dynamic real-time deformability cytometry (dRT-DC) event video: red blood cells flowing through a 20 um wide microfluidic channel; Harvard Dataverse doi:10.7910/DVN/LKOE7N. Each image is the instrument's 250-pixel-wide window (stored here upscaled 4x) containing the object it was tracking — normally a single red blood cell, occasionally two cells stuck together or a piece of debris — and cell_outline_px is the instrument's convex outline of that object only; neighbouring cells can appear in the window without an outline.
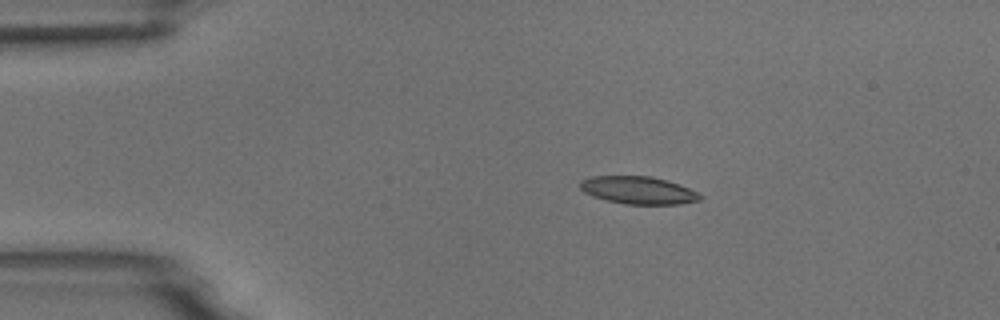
{"species": "common noctule bat (a hibernating species)", "species_latin": "Nyctalus noctula", "temperature_condition": "room temperature", "stored_images_in_passage": 15, "camera_frame_rate_fps": 3000, "um_per_image_px": 0.085, "animal": {"sex": "male", "body_mass_g": 18.8}, "frame": {"image": 1, "passage_image": 3, "time_ms": 2.333, "image_size_px": [1000, 320], "cell_outline_px": [[704, 196], [700, 200], [680, 204], [624, 204], [592, 196], [584, 192], [580, 188], [580, 180], [592, 176], [652, 176], [668, 180], [680, 184]], "centroid_in_image_um": [54.26, 16.16], "position_along_channel_um": 30.7, "area_um2": 19.36}}
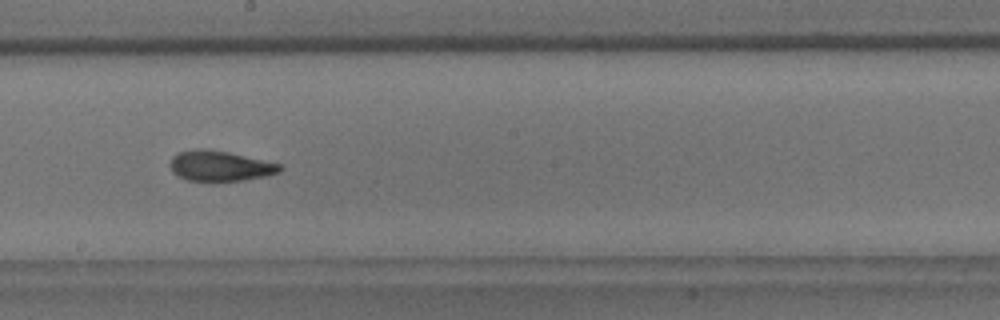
{"frame": {"image": 2, "passage_image": 9, "time_ms": 9.0, "image_size_px": [1000, 320], "cell_outline_px": [[284, 168], [280, 172], [268, 176], [244, 180], [212, 184], [188, 180], [172, 172], [168, 164], [172, 156], [176, 152], [196, 148], [204, 148], [228, 152], [284, 164]], "centroid_in_image_um": [18.71, 14.13], "position_along_channel_um": 229.5, "area_um2": 20.46}}
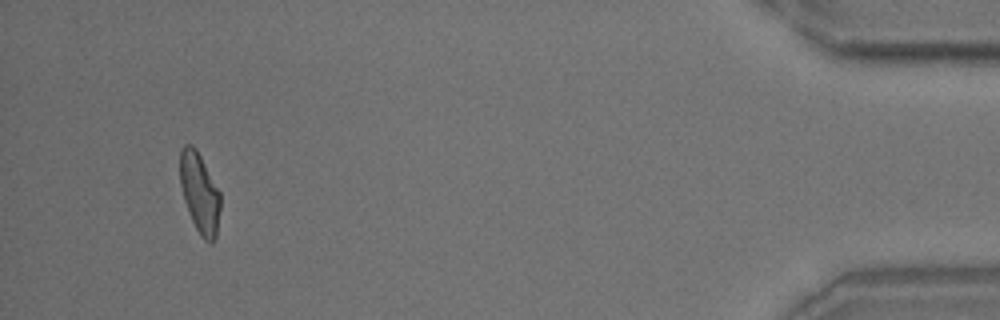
{"frame": {"image": 3, "passage_image": 15, "time_ms": 16.0, "image_size_px": [1000, 320], "cell_outline_px": [[220, 208], [216, 240], [212, 244], [208, 244], [200, 236], [188, 212], [184, 200], [180, 184], [180, 148], [184, 144], [192, 144], [196, 148], [220, 192]], "centroid_in_image_um": [16.97, 16.43], "position_along_channel_um": 418.2, "area_um2": 19.07}, "authors_computed_cell_mechanics": {"area_um2": 19.5942, "velocity_mm_per_s": 3.7159, "shape_relaxation_time_tau1_ms": 5.0855, "shape_relaxation_time_tau2_ms": null, "deformation_change_tau1": 0.1519, "deformation_change_tau2": null}}